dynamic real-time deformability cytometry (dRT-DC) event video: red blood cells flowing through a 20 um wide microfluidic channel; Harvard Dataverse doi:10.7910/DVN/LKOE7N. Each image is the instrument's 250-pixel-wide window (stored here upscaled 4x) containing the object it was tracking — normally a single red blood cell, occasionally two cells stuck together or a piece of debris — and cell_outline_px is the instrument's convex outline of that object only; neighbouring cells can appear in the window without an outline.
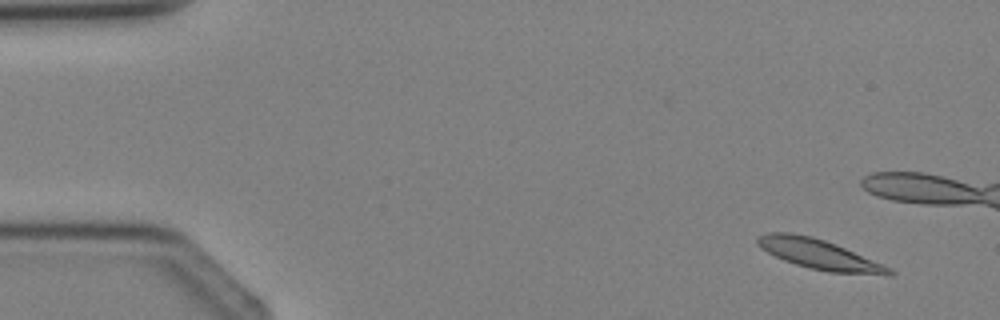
{"species": "Egyptian fruit bat (a non-hibernating species)", "species_latin": "Rousettus aegyptiacus", "temperature_condition": "cold", "stored_images_in_passage": 4, "camera_frame_rate_fps": 3000, "um_per_image_px": 0.085, "animal": {"sex": "female"}, "frame": {"image": 1, "passage_image": 1, "time_ms": 0.0, "image_size_px": [1000, 320], "cell_outline_px": [[896, 272], [892, 276], [888, 276], [828, 272], [808, 268], [784, 260], [760, 248], [756, 244], [756, 236], [768, 232], [792, 232], [812, 236], [836, 244], [892, 268]], "centroid_in_image_um": [69.65, 21.62], "position_along_channel_um": 15.3, "area_um2": 23.29}}